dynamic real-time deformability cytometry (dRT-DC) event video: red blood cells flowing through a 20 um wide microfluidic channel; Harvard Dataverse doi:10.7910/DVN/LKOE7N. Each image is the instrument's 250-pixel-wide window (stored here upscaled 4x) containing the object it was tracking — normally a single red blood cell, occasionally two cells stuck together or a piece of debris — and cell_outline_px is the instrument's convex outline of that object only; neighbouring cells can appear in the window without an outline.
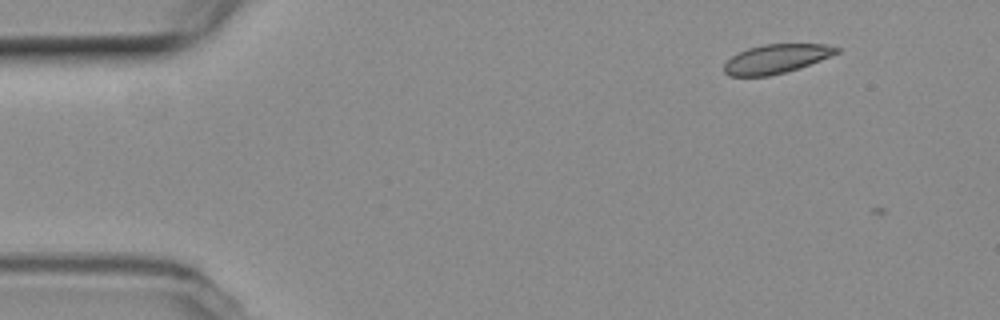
{"species": "common noctule bat (a hibernating species)", "species_latin": "Nyctalus noctula", "temperature_condition": "room temperature", "stored_images_in_passage": 2, "camera_frame_rate_fps": 3000, "um_per_image_px": 0.085, "animal": {"sex": "female", "body_mass_g": 19.3, "forearm_length_mm": 54.1}, "frame": {"image": 1, "passage_image": 1, "time_ms": 0.0, "image_size_px": [1000, 320], "cell_outline_px": [[840, 52], [800, 68], [768, 76], [728, 76], [724, 72], [724, 64], [732, 56], [748, 48], [764, 44], [824, 44], [840, 48]], "centroid_in_image_um": [65.98, 5.0], "position_along_channel_um": 19.0, "area_um2": 18.9}}